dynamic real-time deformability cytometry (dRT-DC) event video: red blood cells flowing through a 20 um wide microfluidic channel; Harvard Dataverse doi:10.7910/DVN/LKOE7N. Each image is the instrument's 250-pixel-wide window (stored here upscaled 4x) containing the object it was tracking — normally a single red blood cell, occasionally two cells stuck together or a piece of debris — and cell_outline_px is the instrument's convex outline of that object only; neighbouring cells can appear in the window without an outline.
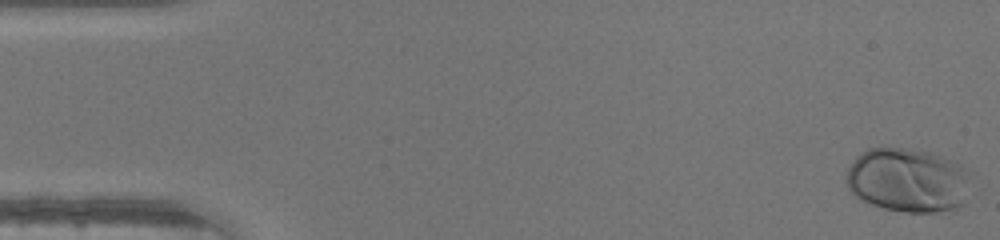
{"species": "human", "species_latin": "Homo sapiens", "temperature_condition": "warm", "stored_images_in_passage": 48, "segment_of_instrument_passage": [1, 2], "camera_frame_rate_fps": 3000, "um_per_image_px": 0.085, "donor": {"sex": "male"}, "frame": {"image": 1, "passage_image": 1, "time_ms": 0.0, "image_size_px": [1000, 240], "cell_outline_px": [[964, 204], [956, 208], [936, 212], [904, 212], [884, 208], [860, 200], [848, 188], [848, 168], [856, 156], [868, 148], [912, 148], [928, 152], [940, 156], [956, 164], [960, 168], [964, 180]], "centroid_in_image_um": [77.04, 15.32], "position_along_channel_um": 8.0, "area_um2": 45.2}}
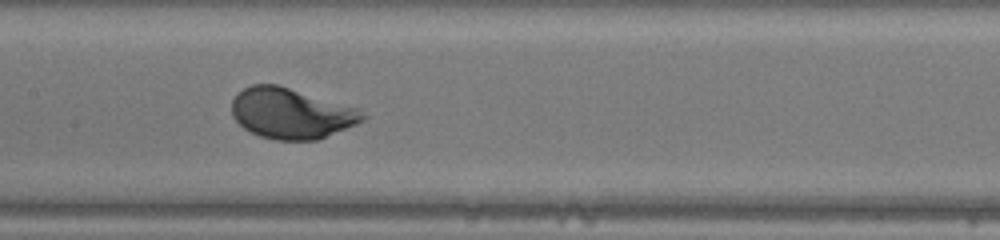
{"frame": {"image": 2, "passage_image": 23, "time_ms": 7.333, "image_size_px": [1000, 240], "cell_outline_px": [[368, 116], [364, 120], [356, 124], [316, 140], [276, 140], [260, 136], [244, 128], [232, 116], [232, 100], [244, 88], [252, 84], [276, 84], [360, 108]], "centroid_in_image_um": [24.78, 9.63], "position_along_channel_um": 182.6, "area_um2": 38.44}}
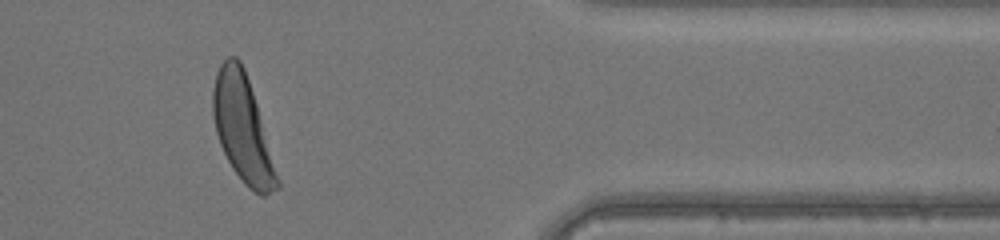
{"frame": {"image": 3, "passage_image": 39, "time_ms": 12.667, "image_size_px": [1000, 240], "cell_outline_px": [[280, 188], [264, 196], [260, 196], [248, 188], [244, 184], [232, 168], [220, 144], [216, 132], [212, 112], [212, 88], [216, 72], [220, 64], [228, 56], [236, 56], [240, 60], [244, 68], [256, 104], [280, 180]], "centroid_in_image_um": [20.6, 10.95], "position_along_channel_um": 390.8, "area_um2": 39.59}}